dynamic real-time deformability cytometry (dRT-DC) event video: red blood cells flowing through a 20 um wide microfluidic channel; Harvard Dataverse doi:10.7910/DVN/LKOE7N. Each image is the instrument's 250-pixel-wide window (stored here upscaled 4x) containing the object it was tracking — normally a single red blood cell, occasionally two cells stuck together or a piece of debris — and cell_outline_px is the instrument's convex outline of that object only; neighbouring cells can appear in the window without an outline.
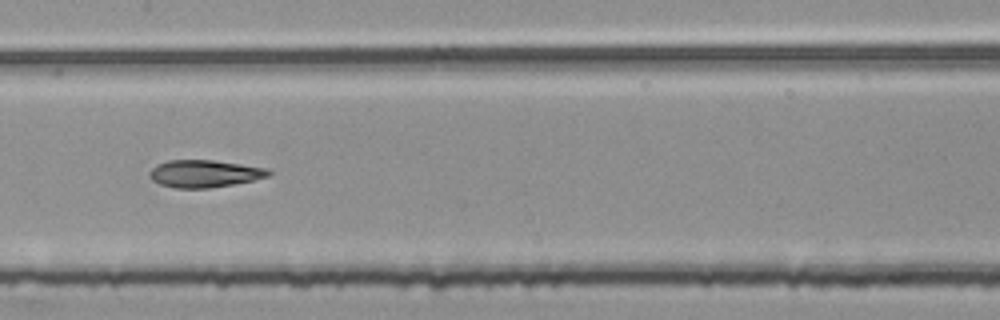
{"species": "common noctule bat (a hibernating species)", "species_latin": "Nyctalus noctula", "temperature_condition": "room temperature", "stored_images_in_passage": 54, "segment_of_instrument_passage": [2, 2], "camera_frame_rate_fps": 3000, "um_per_image_px": 0.085, "animal": {"sex": "female", "body_mass_g": 25.1}, "frame": {"image": 1, "passage_image": 27, "time_ms": 8.667, "image_size_px": [1000, 320], "cell_outline_px": [[272, 172], [268, 176], [252, 180], [232, 184], [208, 188], [176, 188], [160, 184], [152, 180], [148, 176], [148, 172], [156, 164], [168, 160], [212, 160], [268, 168]], "centroid_in_image_um": [17.33, 14.75], "position_along_channel_um": 190.1, "area_um2": 18.9}}
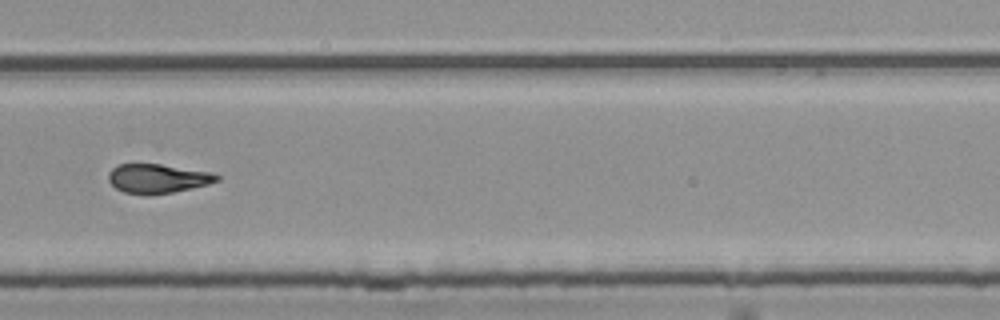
{"frame": {"image": 2, "passage_image": 37, "time_ms": 12.0, "image_size_px": [1000, 320], "cell_outline_px": [[220, 180], [208, 184], [192, 188], [172, 192], [144, 196], [124, 192], [116, 188], [108, 180], [108, 172], [112, 168], [120, 164], [160, 164], [212, 172], [220, 176]], "centroid_in_image_um": [13.39, 15.18], "position_along_channel_um": 316.4, "area_um2": 18.55}}
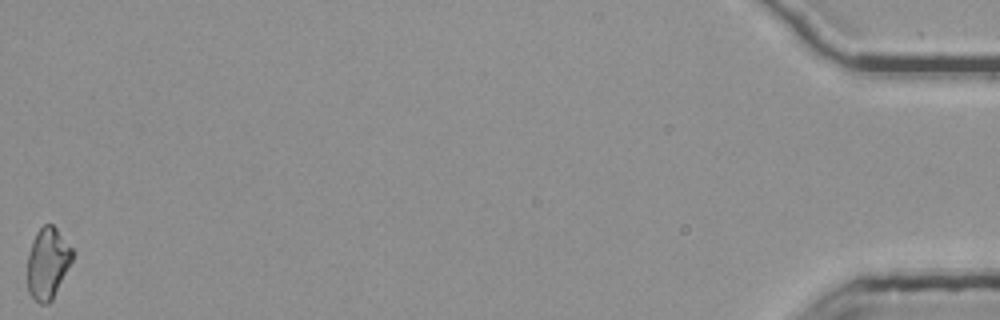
{"frame": {"image": 3, "passage_image": 54, "time_ms": 17.667, "image_size_px": [1000, 320], "cell_outline_px": [[72, 260], [52, 300], [48, 304], [40, 304], [28, 292], [28, 256], [32, 240], [36, 232], [44, 224], [52, 224], [56, 228], [72, 248]], "centroid_in_image_um": [4.04, 22.37], "position_along_channel_um": 431.2, "area_um2": 18.44}}